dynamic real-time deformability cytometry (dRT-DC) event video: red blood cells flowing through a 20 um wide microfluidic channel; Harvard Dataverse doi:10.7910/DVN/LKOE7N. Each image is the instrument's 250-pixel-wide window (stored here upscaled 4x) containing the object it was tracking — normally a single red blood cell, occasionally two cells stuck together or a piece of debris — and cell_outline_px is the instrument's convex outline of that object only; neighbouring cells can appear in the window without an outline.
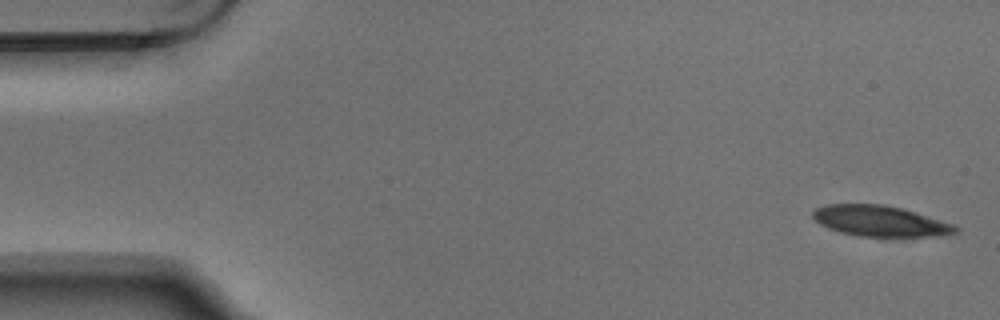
{"species": "Egyptian fruit bat (a non-hibernating species)", "species_latin": "Rousettus aegyptiacus", "temperature_condition": "warm", "stored_images_in_passage": 4, "camera_frame_rate_fps": 3000, "um_per_image_px": 0.085, "animal": {"sex": "male"}, "frame": {"image": 1, "passage_image": 1, "time_ms": 0.0, "image_size_px": [1000, 320], "cell_outline_px": [[960, 232], [940, 236], [856, 236], [840, 232], [828, 228], [820, 224], [812, 216], [812, 212], [816, 208], [828, 204], [884, 204], [904, 208], [956, 224], [960, 228]], "centroid_in_image_um": [74.88, 18.78], "position_along_channel_um": 10.1, "area_um2": 25.89}}
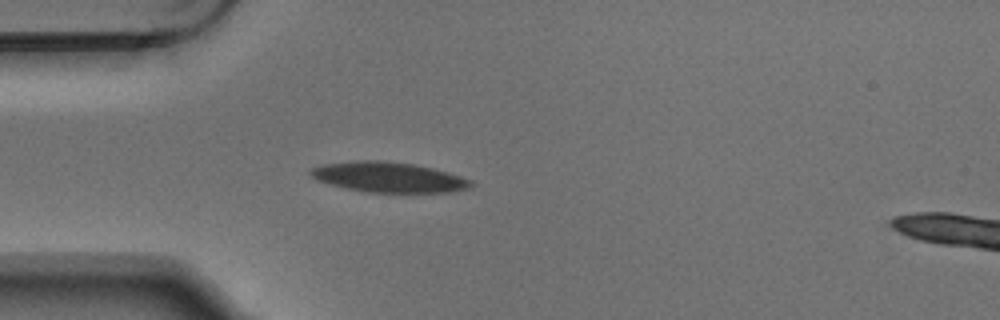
{"frame": {"image": 2, "passage_image": 4, "time_ms": 1.0, "image_size_px": [1000, 320], "cell_outline_px": [[472, 188], [448, 192], [368, 192], [344, 188], [316, 180], [308, 172], [312, 168], [324, 164], [356, 160], [380, 160], [412, 164], [432, 168], [448, 172], [472, 180]], "centroid_in_image_um": [33.02, 15.06], "position_along_channel_um": 52.0, "area_um2": 28.15}}